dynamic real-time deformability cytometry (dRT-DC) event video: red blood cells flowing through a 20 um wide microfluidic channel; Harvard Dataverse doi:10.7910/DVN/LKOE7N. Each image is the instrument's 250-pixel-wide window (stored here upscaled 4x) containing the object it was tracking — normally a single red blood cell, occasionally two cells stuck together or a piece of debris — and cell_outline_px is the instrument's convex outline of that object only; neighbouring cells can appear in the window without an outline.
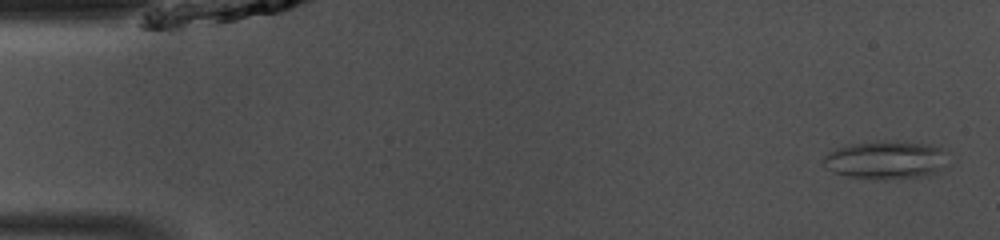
{"species": "common noctule bat (a hibernating species)", "species_latin": "Nyctalus noctula", "temperature_condition": "room temperature", "stored_images_in_passage": 47, "camera_frame_rate_fps": 3000, "um_per_image_px": 0.085, "animal": {"sex": "male", "body_mass_g": 13.0, "forearm_length_mm": 53.1}, "frame": {"image": 1, "passage_image": 2, "time_ms": 0.333, "image_size_px": [1000, 240], "cell_outline_px": [[948, 164], [932, 172], [920, 176], [884, 180], [852, 176], [832, 172], [824, 168], [820, 164], [820, 160], [828, 152], [836, 148], [852, 144], [876, 140], [896, 140], [924, 144], [940, 148], [948, 152]], "centroid_in_image_um": [75.24, 13.57], "position_along_channel_um": 9.8, "area_um2": 28.03}}
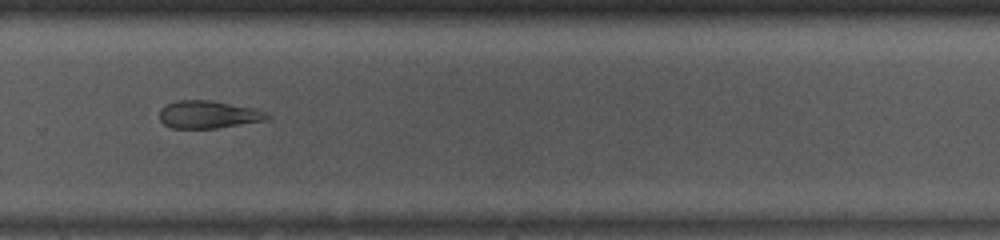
{"frame": {"image": 2, "passage_image": 32, "time_ms": 10.333, "image_size_px": [1000, 240], "cell_outline_px": [[272, 116], [268, 120], [216, 128], [172, 128], [164, 124], [160, 120], [160, 108], [176, 100], [212, 100], [252, 108], [268, 112]], "centroid_in_image_um": [17.73, 9.73], "position_along_channel_um": 312.1, "area_um2": 17.4}}
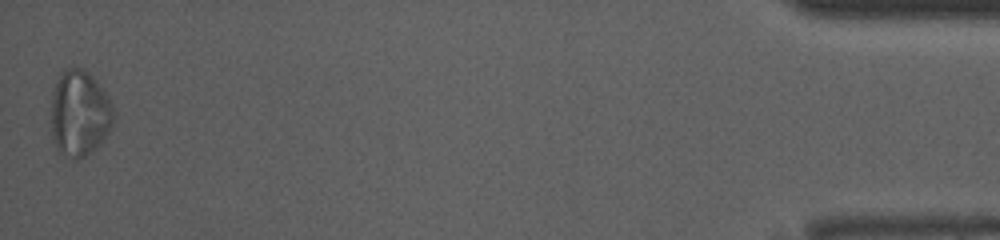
{"frame": {"image": 3, "passage_image": 47, "time_ms": 15.333, "image_size_px": [1000, 240], "cell_outline_px": [[112, 124], [108, 132], [100, 144], [84, 156], [76, 160], [60, 152], [56, 148], [52, 136], [52, 88], [60, 72], [64, 68], [80, 68], [88, 72], [92, 76], [108, 96], [112, 108]], "centroid_in_image_um": [6.73, 9.61], "position_along_channel_um": 428.5, "area_um2": 31.04}, "authors_computed_cell_mechanics": {"area_um2": 21.3282, "velocity_mm_per_s": 4.1434, "shape_relaxation_time_tau1_ms": null, "shape_relaxation_time_tau2_ms": 9.2812, "deformation_change_tau1": null, "deformation_change_tau2": 0.2209}}